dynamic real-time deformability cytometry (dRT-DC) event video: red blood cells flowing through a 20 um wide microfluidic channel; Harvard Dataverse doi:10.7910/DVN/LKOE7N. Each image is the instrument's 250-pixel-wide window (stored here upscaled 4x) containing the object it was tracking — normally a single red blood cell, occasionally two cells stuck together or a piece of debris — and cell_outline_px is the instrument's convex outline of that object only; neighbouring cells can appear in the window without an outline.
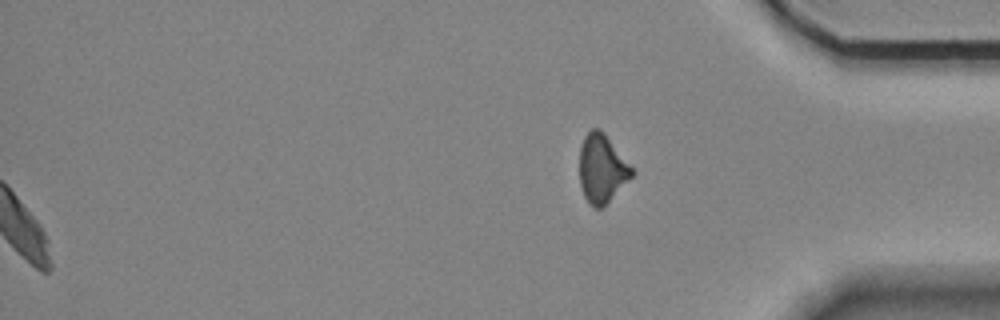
{"species": "Egyptian fruit bat (a non-hibernating species)", "species_latin": "Rousettus aegyptiacus", "temperature_condition": "room temperature", "stored_images_in_passage": 54, "segment_of_instrument_passage": [2, 2], "camera_frame_rate_fps": 3000, "um_per_image_px": 0.085, "animal": {"sex": "female"}, "frame": {"image": 1, "passage_image": 54, "time_ms": 17.667, "image_size_px": [1000, 320], "cell_outline_px": [[636, 172], [604, 208], [596, 208], [588, 204], [584, 196], [580, 184], [580, 148], [584, 136], [592, 128], [600, 128], [604, 132]], "centroid_in_image_um": [51.17, 14.36], "position_along_channel_um": 384.0, "area_um2": 21.1}}